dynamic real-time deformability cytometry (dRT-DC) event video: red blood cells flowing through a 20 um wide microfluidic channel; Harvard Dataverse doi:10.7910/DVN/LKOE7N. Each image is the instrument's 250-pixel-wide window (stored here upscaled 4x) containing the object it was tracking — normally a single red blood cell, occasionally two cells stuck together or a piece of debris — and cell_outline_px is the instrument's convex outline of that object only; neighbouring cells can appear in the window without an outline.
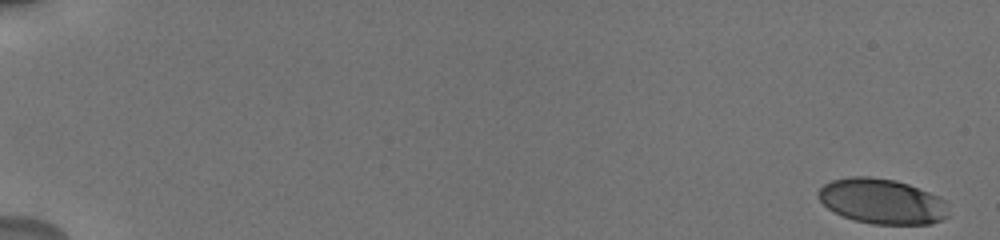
{"species": "human", "species_latin": "Homo sapiens", "temperature_condition": "cold", "stored_images_in_passage": 46, "camera_frame_rate_fps": 3000, "um_per_image_px": 0.085, "donor": {"sex": "male"}, "frame": {"image": 1, "passage_image": 1, "time_ms": 0.0, "image_size_px": [1000, 240], "cell_outline_px": [[948, 216], [932, 224], [872, 224], [856, 220], [844, 216], [828, 208], [816, 196], [820, 188], [824, 184], [832, 180], [852, 176], [868, 176], [896, 180], [908, 184], [940, 196], [944, 200]], "centroid_in_image_um": [74.97, 17.1], "position_along_channel_um": 10.0, "area_um2": 34.16}}
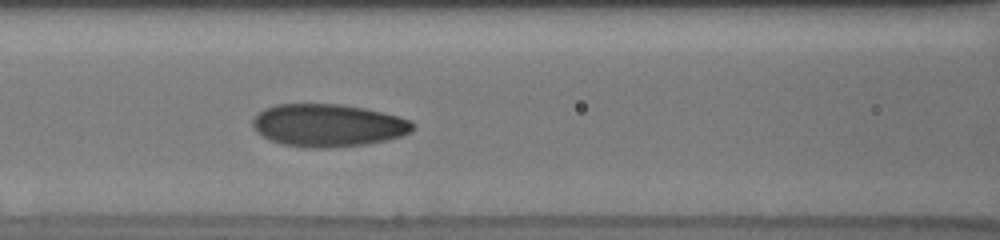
{"frame": {"image": 2, "passage_image": 20, "time_ms": 8.667, "image_size_px": [1000, 240], "cell_outline_px": [[416, 128], [412, 132], [404, 136], [368, 144], [328, 148], [304, 148], [280, 144], [268, 140], [256, 132], [252, 124], [252, 120], [264, 108], [276, 104], [340, 104], [364, 108], [400, 116], [412, 120], [416, 124]], "centroid_in_image_um": [27.92, 10.67], "position_along_channel_um": 138.7, "area_um2": 40.46}}
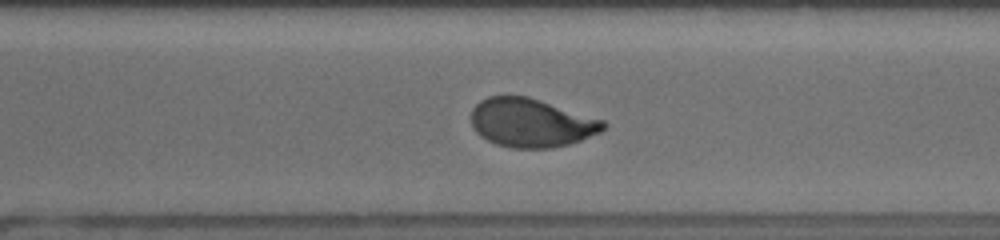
{"frame": {"image": 3, "passage_image": 33, "time_ms": 13.667, "image_size_px": [1000, 240], "cell_outline_px": [[608, 124], [600, 132], [580, 140], [568, 144], [552, 148], [512, 148], [496, 144], [480, 136], [472, 128], [472, 108], [480, 100], [488, 96], [528, 96], [604, 120]], "centroid_in_image_um": [45.14, 10.44], "position_along_channel_um": 325.5, "area_um2": 37.45}, "authors_computed_cell_mechanics": {"area_um2": 37.5411, "velocity_mm_per_s": 3.7433, "shape_relaxation_time_tau1_ms": 4.7086, "shape_relaxation_time_tau2_ms": 0.8959, "deformation_change_tau1": 0.1702, "deformation_change_tau2": 0.0588}}